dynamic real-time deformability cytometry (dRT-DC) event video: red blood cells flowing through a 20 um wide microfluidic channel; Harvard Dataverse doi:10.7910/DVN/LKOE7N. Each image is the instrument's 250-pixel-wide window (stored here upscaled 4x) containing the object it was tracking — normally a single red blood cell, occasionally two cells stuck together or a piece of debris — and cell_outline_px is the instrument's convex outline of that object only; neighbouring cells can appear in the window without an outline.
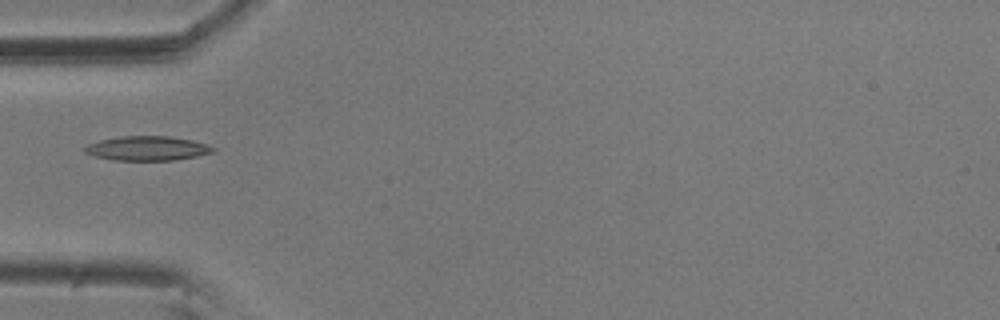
{"species": "common noctule bat (a hibernating species)", "species_latin": "Nyctalus noctula", "temperature_condition": "room temperature", "stored_images_in_passage": 3, "camera_frame_rate_fps": 3000, "um_per_image_px": 0.085, "animal": {"sex": "male", "body_mass_g": 20.5, "forearm_length_mm": 52.5}, "frame": {"image": 1, "passage_image": 3, "time_ms": 0.667, "image_size_px": [1000, 320], "cell_outline_px": [[216, 148], [212, 152], [196, 156], [172, 160], [112, 160], [96, 156], [84, 152], [80, 148], [88, 144], [100, 140], [120, 136], [168, 136], [192, 140], [208, 144]], "centroid_in_image_um": [12.48, 12.6], "position_along_channel_um": 72.5, "area_um2": 18.21}}